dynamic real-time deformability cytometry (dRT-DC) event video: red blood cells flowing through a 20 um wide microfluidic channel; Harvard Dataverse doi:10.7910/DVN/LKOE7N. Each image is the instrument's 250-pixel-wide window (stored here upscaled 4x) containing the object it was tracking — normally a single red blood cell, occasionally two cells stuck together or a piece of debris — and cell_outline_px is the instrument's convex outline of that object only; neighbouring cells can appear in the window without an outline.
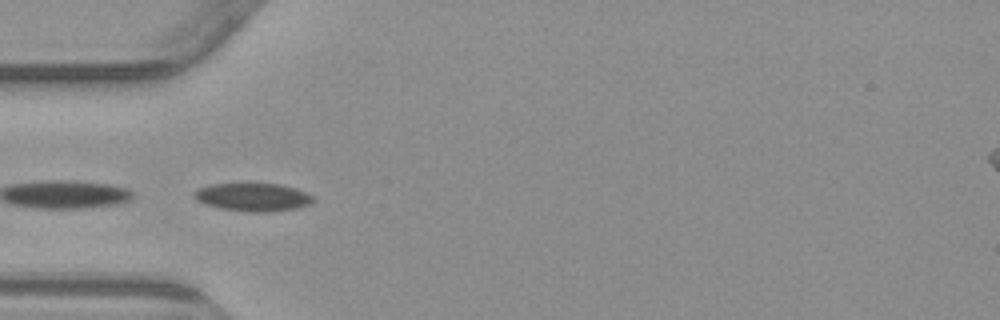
{"species": "common noctule bat (a hibernating species)", "species_latin": "Nyctalus noctula", "temperature_condition": "warm", "stored_images_in_passage": 6, "camera_frame_rate_fps": 3000, "um_per_image_px": 0.085, "animal": {"sex": "male", "body_mass_g": 23.1, "forearm_length_mm": 52.7}, "frame": {"image": 1, "passage_image": 5, "time_ms": 4.667, "image_size_px": [1000, 320], "cell_outline_px": [[316, 200], [308, 204], [296, 208], [268, 212], [256, 212], [220, 208], [204, 204], [196, 200], [192, 196], [192, 192], [196, 188], [212, 184], [280, 184], [296, 188], [312, 196]], "centroid_in_image_um": [21.45, 16.75], "position_along_channel_um": 63.6, "area_um2": 19.42}}
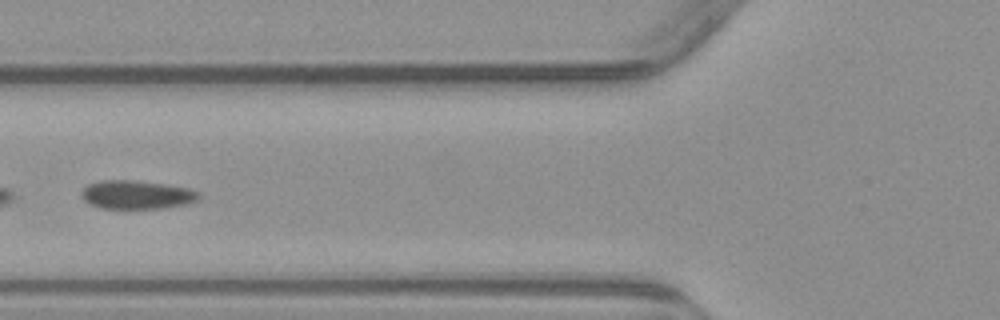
{"frame": {"image": 2, "passage_image": 6, "time_ms": 6.0, "image_size_px": [1000, 320], "cell_outline_px": [[200, 196], [196, 200], [184, 204], [164, 208], [100, 208], [88, 204], [80, 196], [80, 192], [88, 184], [100, 180], [132, 180], [164, 184], [188, 188], [200, 192]], "centroid_in_image_um": [11.56, 16.55], "position_along_channel_um": 114.2, "area_um2": 19.54}}